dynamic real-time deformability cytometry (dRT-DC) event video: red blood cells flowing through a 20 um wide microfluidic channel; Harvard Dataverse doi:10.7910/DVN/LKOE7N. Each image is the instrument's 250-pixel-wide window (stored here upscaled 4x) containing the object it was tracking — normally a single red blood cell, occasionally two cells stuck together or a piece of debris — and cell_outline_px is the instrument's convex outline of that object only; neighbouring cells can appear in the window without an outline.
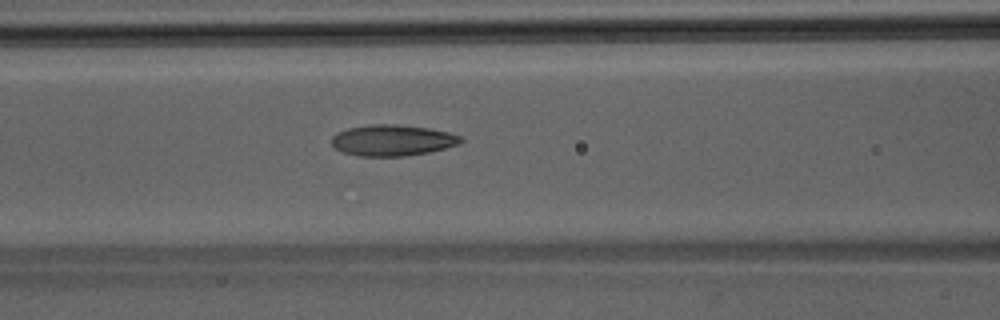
{"species": "Egyptian fruit bat (a non-hibernating species)", "species_latin": "Rousettus aegyptiacus", "temperature_condition": "room temperature", "stored_images_in_passage": 15, "camera_frame_rate_fps": 3000, "um_per_image_px": 0.085, "animal": {"sex": "male"}, "frame": {"image": 1, "passage_image": 12, "time_ms": 3.667, "image_size_px": [1000, 320], "cell_outline_px": [[464, 140], [460, 144], [428, 152], [404, 156], [360, 156], [344, 152], [336, 148], [332, 144], [332, 136], [336, 132], [348, 128], [372, 124], [396, 124], [428, 128], [448, 132], [460, 136]], "centroid_in_image_um": [33.35, 11.92], "position_along_channel_um": 133.2, "area_um2": 23.29}}
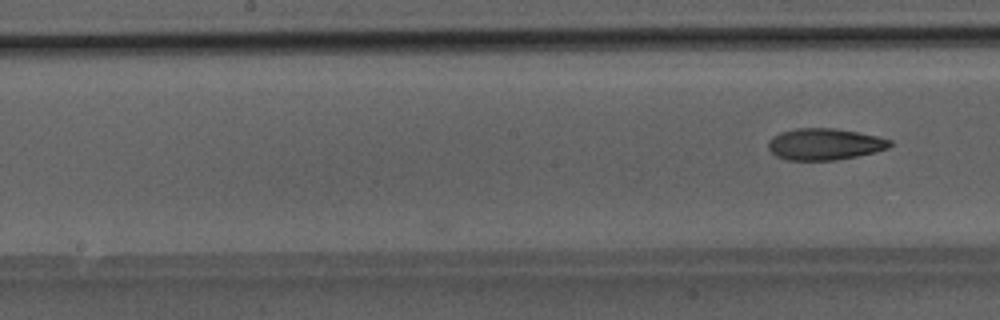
{"frame": {"image": 2, "passage_image": 15, "time_ms": 4.667, "image_size_px": [1000, 320], "cell_outline_px": [[892, 144], [888, 148], [876, 152], [836, 160], [788, 160], [776, 156], [768, 148], [768, 140], [772, 136], [780, 132], [796, 128], [836, 128], [876, 136], [892, 140]], "centroid_in_image_um": [70.07, 12.25], "position_along_channel_um": 178.1, "area_um2": 22.43}}